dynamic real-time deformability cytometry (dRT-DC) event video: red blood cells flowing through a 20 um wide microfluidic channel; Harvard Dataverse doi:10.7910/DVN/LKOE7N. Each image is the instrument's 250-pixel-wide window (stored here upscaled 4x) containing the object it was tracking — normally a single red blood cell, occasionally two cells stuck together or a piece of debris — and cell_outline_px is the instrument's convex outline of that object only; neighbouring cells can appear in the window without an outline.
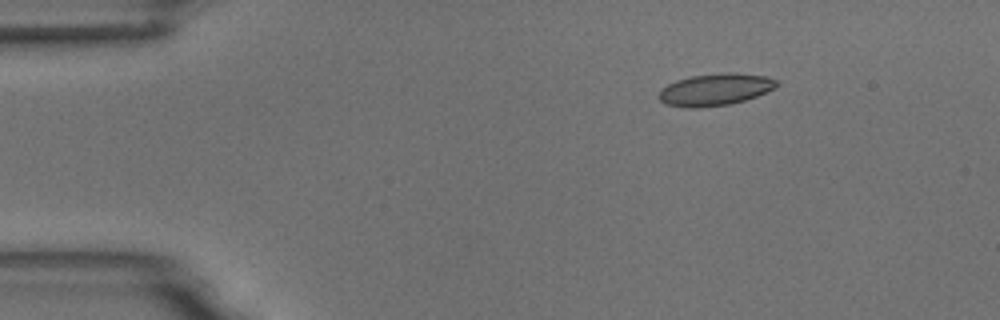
{"species": "common noctule bat (a hibernating species)", "species_latin": "Nyctalus noctula", "temperature_condition": "room temperature", "stored_images_in_passage": 6, "camera_frame_rate_fps": 3000, "um_per_image_px": 0.085, "animal": {"sex": "male", "body_mass_g": 18.8}, "frame": {"image": 1, "passage_image": 3, "time_ms": 2.0, "image_size_px": [1000, 320], "cell_outline_px": [[780, 84], [756, 96], [732, 104], [700, 108], [688, 108], [664, 104], [656, 96], [660, 88], [676, 80], [692, 76], [724, 72], [736, 72], [764, 76], [776, 80]], "centroid_in_image_um": [60.72, 7.62], "position_along_channel_um": 24.3, "area_um2": 22.14}}